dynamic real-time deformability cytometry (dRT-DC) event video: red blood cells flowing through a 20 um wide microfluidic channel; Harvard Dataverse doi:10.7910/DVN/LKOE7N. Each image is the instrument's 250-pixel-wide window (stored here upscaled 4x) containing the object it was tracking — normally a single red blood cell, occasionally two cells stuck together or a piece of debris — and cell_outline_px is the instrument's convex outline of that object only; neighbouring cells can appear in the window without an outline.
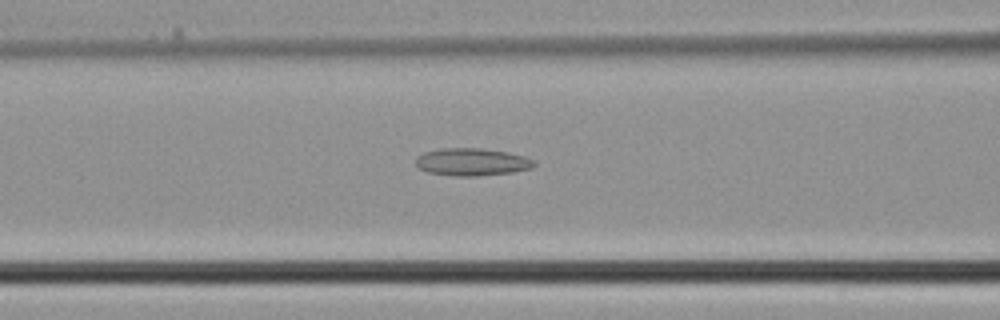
{"species": "common noctule bat (a hibernating species)", "species_latin": "Nyctalus noctula", "temperature_condition": "cold", "stored_images_in_passage": 39, "camera_frame_rate_fps": 3000, "um_per_image_px": 0.085, "animal": {"sex": "male", "body_mass_g": 21.5, "forearm_length_mm": 52.0}, "frame": {"image": 1, "passage_image": 16, "time_ms": 5.0, "image_size_px": [1000, 320], "cell_outline_px": [[536, 164], [532, 168], [512, 172], [476, 176], [452, 176], [428, 172], [420, 168], [416, 164], [416, 156], [424, 152], [440, 148], [480, 148], [508, 152], [524, 156], [532, 160]], "centroid_in_image_um": [40.09, 13.76], "position_along_channel_um": 126.5, "area_um2": 18.96}}
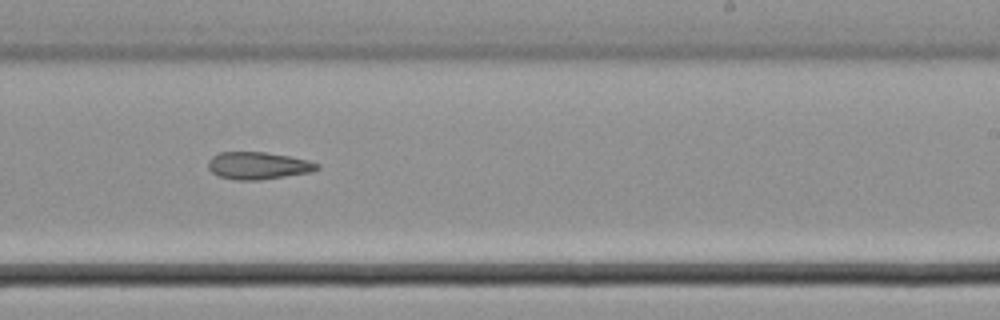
{"frame": {"image": 2, "passage_image": 24, "time_ms": 7.667, "image_size_px": [1000, 320], "cell_outline_px": [[320, 168], [312, 172], [260, 180], [236, 180], [220, 176], [212, 172], [208, 168], [208, 160], [212, 156], [220, 152], [264, 152], [288, 156], [308, 160], [320, 164]], "centroid_in_image_um": [21.95, 14.08], "position_along_channel_um": 267.0, "area_um2": 17.34}}
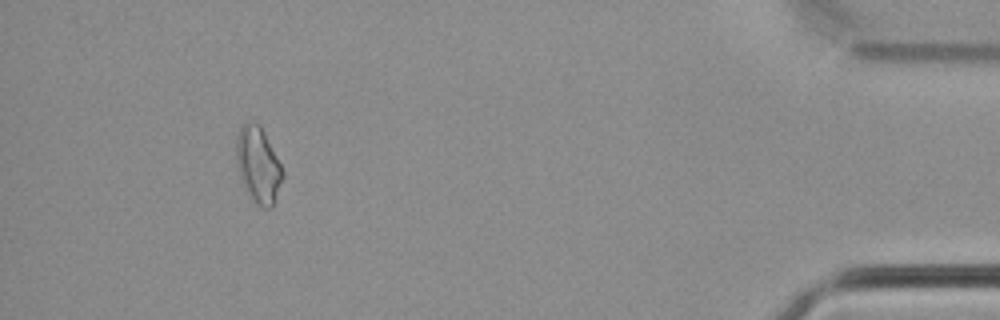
{"frame": {"image": 3, "passage_image": 36, "time_ms": 11.667, "image_size_px": [1000, 320], "cell_outline_px": [[284, 176], [276, 200], [272, 208], [264, 208], [252, 200], [248, 196], [240, 180], [236, 164], [236, 136], [240, 124], [248, 120], [252, 120], [260, 124], [284, 172]], "centroid_in_image_um": [21.92, 14.01], "position_along_channel_um": 413.3, "area_um2": 21.04}}